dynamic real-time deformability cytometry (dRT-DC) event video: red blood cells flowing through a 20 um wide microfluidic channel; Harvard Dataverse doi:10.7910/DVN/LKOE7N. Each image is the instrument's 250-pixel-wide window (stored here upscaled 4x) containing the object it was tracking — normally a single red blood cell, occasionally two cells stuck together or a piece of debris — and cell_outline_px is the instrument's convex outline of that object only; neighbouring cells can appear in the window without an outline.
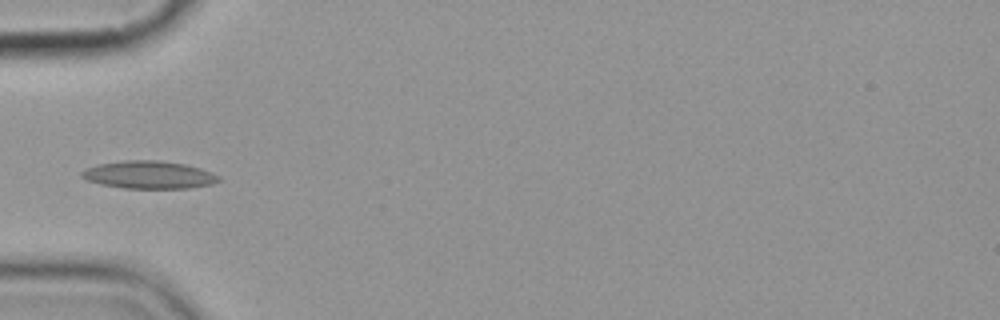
{"species": "common noctule bat (a hibernating species)", "species_latin": "Nyctalus noctula", "temperature_condition": "cold", "stored_images_in_passage": 10, "camera_frame_rate_fps": 3000, "um_per_image_px": 0.085, "animal": {"sex": "female", "body_mass_g": 19.9}, "frame": {"image": 1, "passage_image": 4, "time_ms": 3.667, "image_size_px": [1000, 320], "cell_outline_px": [[220, 180], [212, 184], [192, 188], [124, 188], [100, 184], [88, 180], [80, 176], [80, 172], [88, 168], [100, 164], [124, 160], [156, 160], [184, 164], [200, 168], [212, 172], [220, 176]], "centroid_in_image_um": [12.69, 14.86], "position_along_channel_um": 72.3, "area_um2": 22.02}}
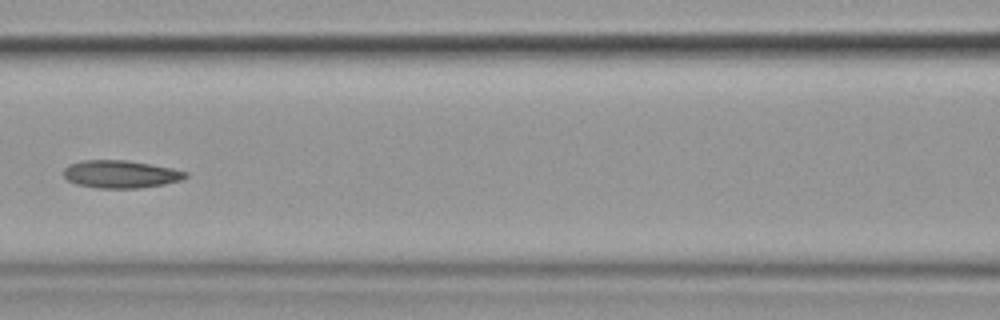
{"frame": {"image": 2, "passage_image": 6, "time_ms": 6.0, "image_size_px": [1000, 320], "cell_outline_px": [[188, 176], [180, 180], [164, 184], [140, 188], [96, 188], [76, 184], [68, 180], [64, 176], [64, 168], [68, 164], [84, 160], [124, 160], [172, 168], [188, 172]], "centroid_in_image_um": [10.23, 14.81], "position_along_channel_um": 156.4, "area_um2": 19.59}}
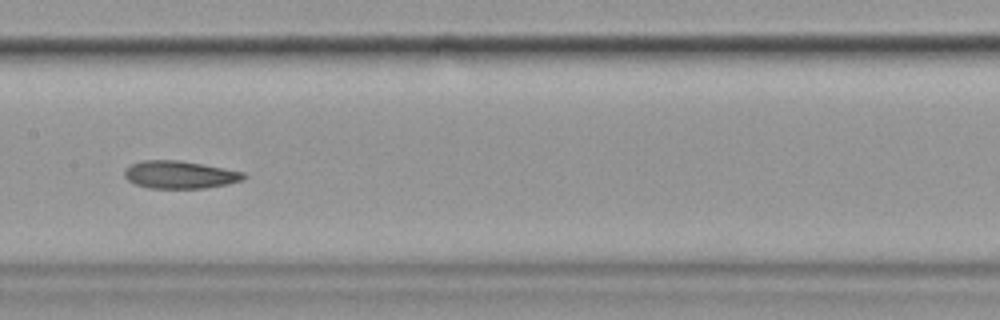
{"frame": {"image": 3, "passage_image": 7, "time_ms": 7.0, "image_size_px": [1000, 320], "cell_outline_px": [[248, 176], [244, 180], [228, 184], [204, 188], [148, 188], [136, 184], [128, 180], [124, 176], [124, 172], [132, 164], [144, 160], [176, 160], [224, 168], [244, 172]], "centroid_in_image_um": [15.32, 14.86], "position_along_channel_um": 192.1, "area_um2": 19.07}}